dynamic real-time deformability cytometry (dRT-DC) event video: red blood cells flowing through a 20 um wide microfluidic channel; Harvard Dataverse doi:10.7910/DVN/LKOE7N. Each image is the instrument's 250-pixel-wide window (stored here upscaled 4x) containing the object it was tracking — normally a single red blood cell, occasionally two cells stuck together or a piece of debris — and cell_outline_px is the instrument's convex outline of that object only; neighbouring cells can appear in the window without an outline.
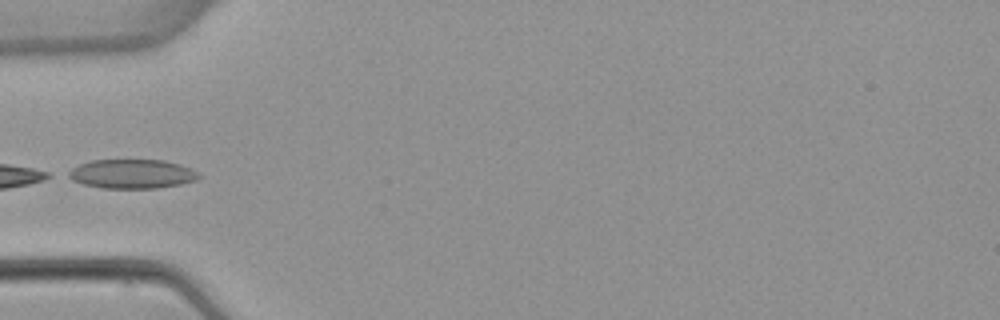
{"species": "common noctule bat (a hibernating species)", "species_latin": "Nyctalus noctula", "temperature_condition": "warm", "stored_images_in_passage": 5, "camera_frame_rate_fps": 3000, "um_per_image_px": 0.085, "animal": {"sex": "female", "body_mass_g": 22.7, "forearm_length_mm": 54.2}, "frame": {"image": 1, "passage_image": 5, "time_ms": 5.0, "image_size_px": [1000, 320], "cell_outline_px": [[200, 176], [196, 180], [180, 184], [156, 188], [100, 188], [84, 184], [72, 180], [64, 176], [64, 172], [80, 164], [92, 160], [164, 160], [180, 164], [192, 168], [200, 172]], "centroid_in_image_um": [11.19, 14.78], "position_along_channel_um": 73.8, "area_um2": 22.43}}